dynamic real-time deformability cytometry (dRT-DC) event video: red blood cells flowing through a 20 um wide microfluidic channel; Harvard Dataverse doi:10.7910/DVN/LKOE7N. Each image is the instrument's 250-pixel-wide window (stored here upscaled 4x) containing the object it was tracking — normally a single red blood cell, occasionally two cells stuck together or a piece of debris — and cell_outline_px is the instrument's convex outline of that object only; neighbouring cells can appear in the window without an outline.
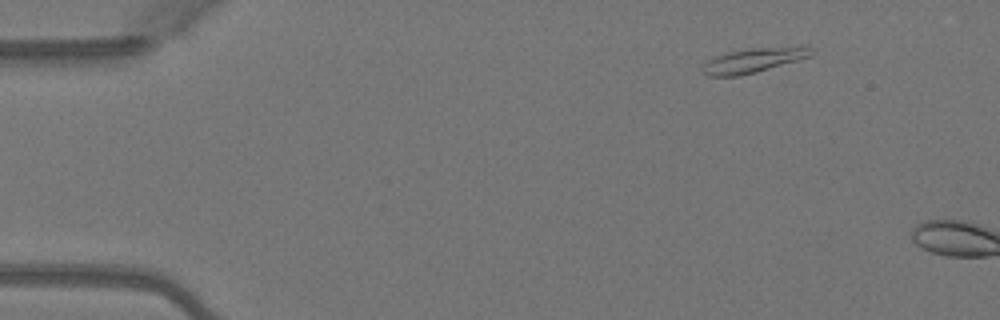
{"species": "Egyptian fruit bat (a non-hibernating species)", "species_latin": "Rousettus aegyptiacus", "temperature_condition": "warm", "stored_images_in_passage": 2, "camera_frame_rate_fps": 3000, "um_per_image_px": 0.085, "animal": {"sex": "female"}, "frame": {"image": 1, "passage_image": 1, "time_ms": 0.0, "image_size_px": [1000, 320], "cell_outline_px": [[816, 52], [812, 56], [756, 72], [740, 76], [708, 76], [700, 72], [700, 68], [708, 60], [716, 56], [728, 52], [752, 48], [804, 44], [812, 48]], "centroid_in_image_um": [64.13, 5.1], "position_along_channel_um": 20.9, "area_um2": 16.07}}